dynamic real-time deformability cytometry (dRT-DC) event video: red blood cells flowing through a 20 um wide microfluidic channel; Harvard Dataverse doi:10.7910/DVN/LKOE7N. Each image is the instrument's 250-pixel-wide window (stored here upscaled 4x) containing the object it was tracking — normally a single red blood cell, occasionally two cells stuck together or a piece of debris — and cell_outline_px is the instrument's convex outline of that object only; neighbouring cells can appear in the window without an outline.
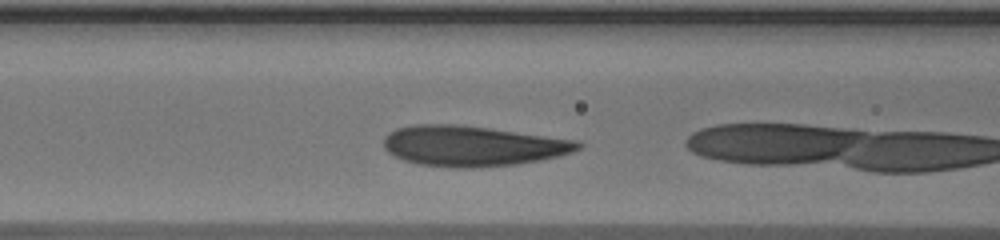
{"species": "human", "species_latin": "Homo sapiens", "temperature_condition": "warm", "stored_images_in_passage": 14, "camera_frame_rate_fps": 3000, "um_per_image_px": 0.085, "donor": {"sex": "male"}, "frame": {"image": 1, "passage_image": 3, "time_ms": 0.667, "image_size_px": [1000, 240], "cell_outline_px": [[584, 144], [580, 148], [572, 152], [560, 156], [540, 160], [516, 164], [472, 168], [460, 168], [420, 164], [404, 160], [388, 152], [384, 148], [384, 136], [388, 132], [396, 128], [412, 124], [456, 124], [488, 128], [576, 140]], "centroid_in_image_um": [40.14, 12.4], "position_along_channel_um": 126.5, "area_um2": 45.66}}
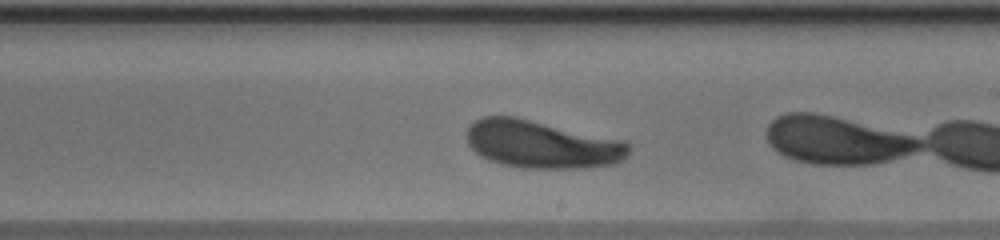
{"frame": {"image": 2, "passage_image": 12, "time_ms": 3.667, "image_size_px": [1000, 240], "cell_outline_px": [[632, 148], [628, 156], [624, 160], [612, 164], [584, 168], [520, 168], [500, 164], [488, 160], [480, 156], [468, 144], [468, 128], [476, 120], [484, 116], [516, 116], [624, 140], [632, 144]], "centroid_in_image_um": [46.11, 12.27], "position_along_channel_um": 242.9, "area_um2": 45.55}}